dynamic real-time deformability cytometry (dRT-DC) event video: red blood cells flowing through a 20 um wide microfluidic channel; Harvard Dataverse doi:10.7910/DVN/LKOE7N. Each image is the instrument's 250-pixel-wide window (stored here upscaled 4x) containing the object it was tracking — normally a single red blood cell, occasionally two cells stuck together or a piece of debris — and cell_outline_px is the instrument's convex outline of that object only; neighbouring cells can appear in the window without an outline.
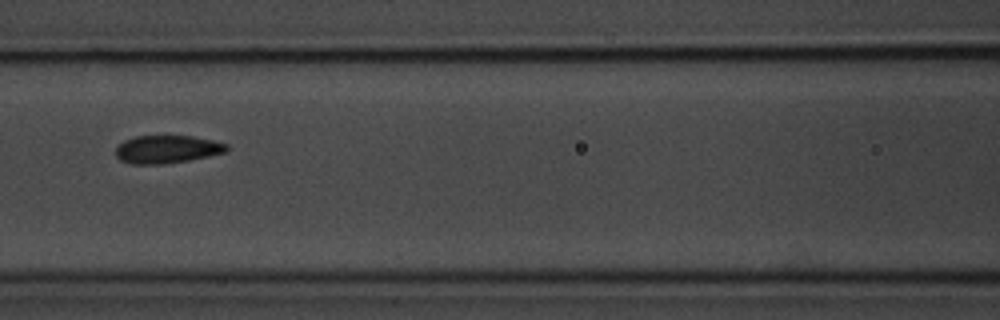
{"species": "common noctule bat (a hibernating species)", "species_latin": "Nyctalus noctula", "temperature_condition": "room temperature", "stored_images_in_passage": 9, "camera_frame_rate_fps": 3000, "um_per_image_px": 0.085, "animal": {"sex": "male", "body_mass_g": 20.1, "forearm_length_mm": 53.5}, "frame": {"image": 1, "passage_image": 6, "time_ms": 5.667, "image_size_px": [1000, 320], "cell_outline_px": [[228, 148], [224, 152], [208, 156], [188, 160], [164, 164], [132, 164], [120, 160], [116, 156], [116, 148], [124, 140], [136, 136], [192, 136], [212, 140], [228, 144]], "centroid_in_image_um": [14.18, 12.69], "position_along_channel_um": 152.4, "area_um2": 17.92}}
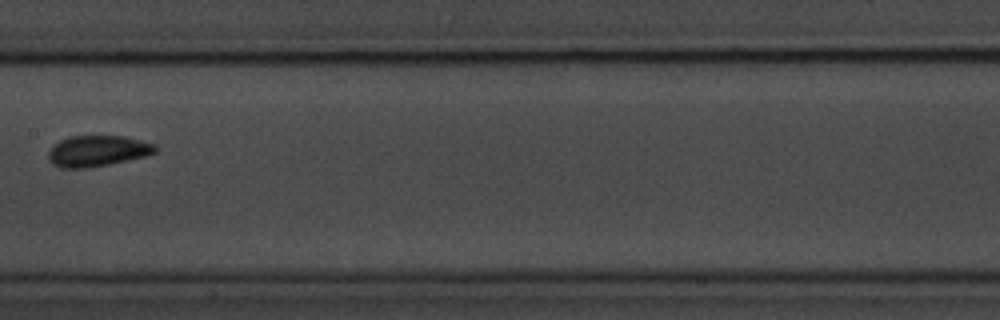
{"frame": {"image": 2, "passage_image": 7, "time_ms": 7.0, "image_size_px": [1000, 320], "cell_outline_px": [[156, 152], [144, 156], [108, 164], [88, 168], [60, 168], [52, 164], [48, 160], [48, 152], [60, 140], [68, 136], [124, 136], [156, 144]], "centroid_in_image_um": [8.26, 12.83], "position_along_channel_um": 199.1, "area_um2": 19.19}}
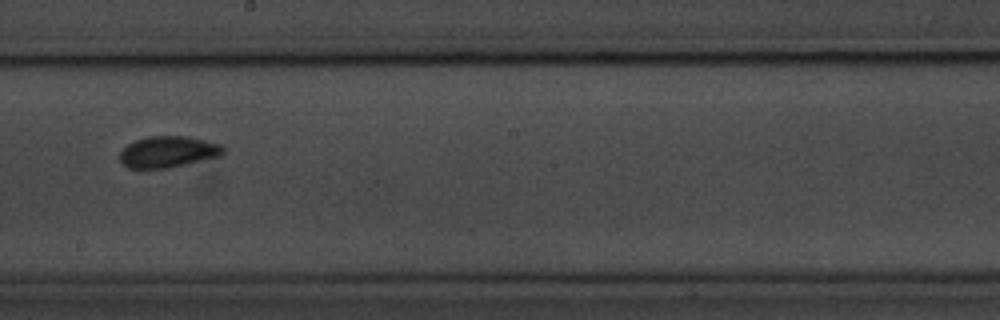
{"frame": {"image": 3, "passage_image": 8, "time_ms": 8.0, "image_size_px": [1000, 320], "cell_outline_px": [[224, 156], [168, 168], [128, 168], [120, 160], [120, 152], [128, 144], [136, 140], [148, 136], [188, 136], [220, 144], [224, 148]], "centroid_in_image_um": [14.33, 12.91], "position_along_channel_um": 233.9, "area_um2": 18.96}}